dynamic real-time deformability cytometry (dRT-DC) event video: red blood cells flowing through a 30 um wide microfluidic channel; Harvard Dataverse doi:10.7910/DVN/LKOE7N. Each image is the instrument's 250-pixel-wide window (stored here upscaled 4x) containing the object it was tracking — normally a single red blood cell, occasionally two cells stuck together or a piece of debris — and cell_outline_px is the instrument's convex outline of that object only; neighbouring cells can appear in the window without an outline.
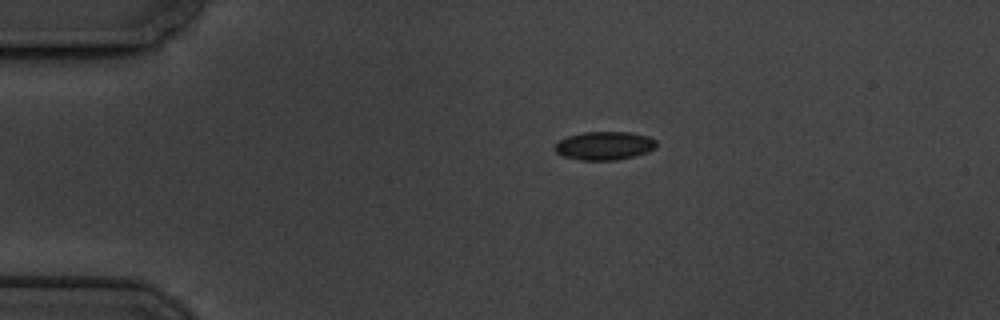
{"species": "common noctule bat (a hibernating species)", "species_latin": "Nyctalus noctula", "temperature_condition": "cold", "stored_images_in_passage": 9, "camera_frame_rate_fps": 3000, "um_per_image_px": 0.085, "animal": {"sex": "male", "body_mass_g": 19.5, "forearm_length_mm": 54.6}, "frame": {"image": 1, "passage_image": 1, "time_ms": 0.0, "image_size_px": [1000, 320], "cell_outline_px": [[656, 144], [648, 152], [616, 160], [580, 160], [560, 156], [552, 148], [560, 140], [568, 136], [584, 132], [632, 132], [648, 136], [656, 140]], "centroid_in_image_um": [51.33, 12.38], "position_along_channel_um": 33.7, "area_um2": 16.82}}
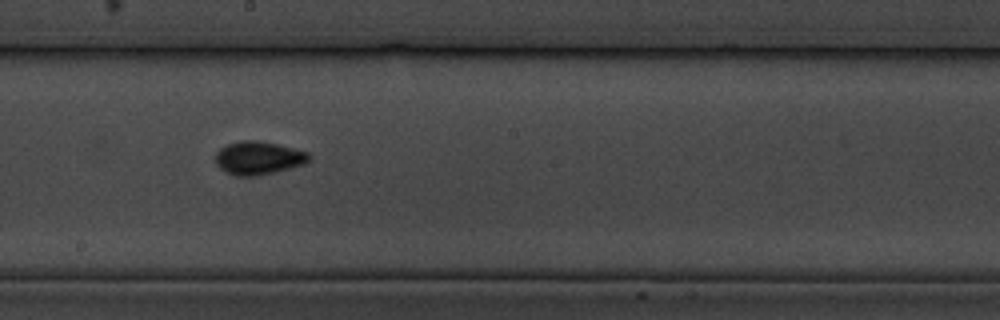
{"frame": {"image": 2, "passage_image": 7, "time_ms": 7.0, "image_size_px": [1000, 320], "cell_outline_px": [[312, 156], [304, 164], [256, 176], [236, 176], [224, 172], [216, 164], [216, 152], [220, 148], [228, 144], [240, 140], [256, 140], [276, 144], [308, 152]], "centroid_in_image_um": [21.93, 13.42], "position_along_channel_um": 226.3, "area_um2": 17.98}}
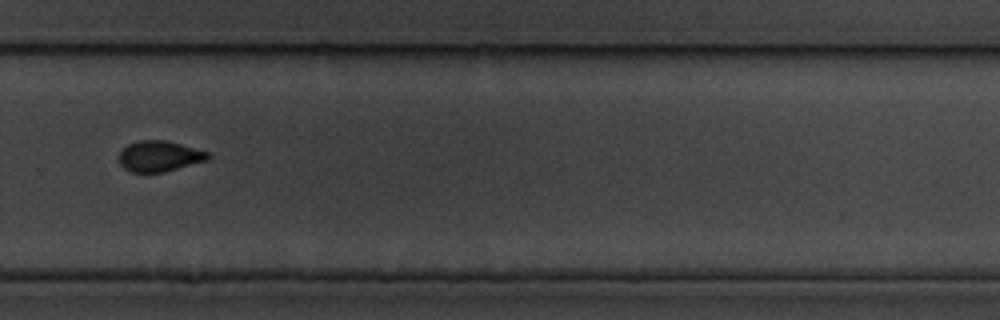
{"frame": {"image": 3, "passage_image": 9, "time_ms": 9.667, "image_size_px": [1000, 320], "cell_outline_px": [[212, 156], [208, 160], [164, 172], [132, 172], [124, 168], [120, 164], [120, 152], [128, 144], [140, 140], [164, 140], [180, 144], [208, 152]], "centroid_in_image_um": [13.57, 13.28], "position_along_channel_um": 316.2, "area_um2": 15.78}}